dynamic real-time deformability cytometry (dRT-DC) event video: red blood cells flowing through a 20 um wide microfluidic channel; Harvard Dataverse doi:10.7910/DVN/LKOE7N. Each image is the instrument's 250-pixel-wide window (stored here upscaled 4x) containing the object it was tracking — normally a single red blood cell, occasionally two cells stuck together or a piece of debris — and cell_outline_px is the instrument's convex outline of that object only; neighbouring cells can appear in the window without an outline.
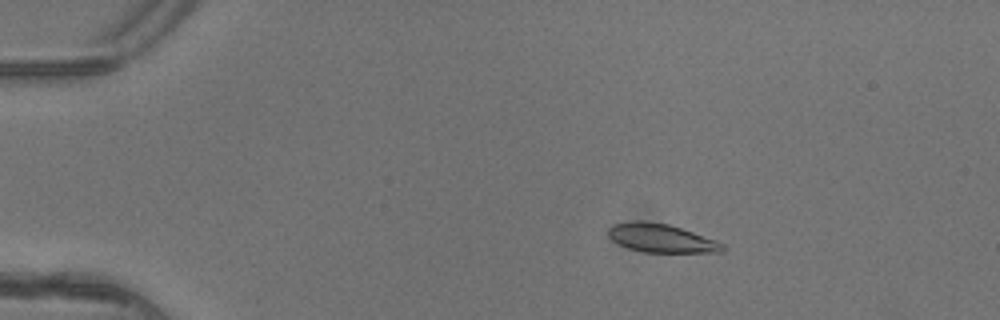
{"species": "common noctule bat (a hibernating species)", "species_latin": "Nyctalus noctula", "temperature_condition": "warm", "stored_images_in_passage": 6, "camera_frame_rate_fps": 3000, "um_per_image_px": 0.085, "animal": {"sex": "female"}, "frame": {"image": 1, "passage_image": 3, "time_ms": 0.667, "image_size_px": [1000, 320], "cell_outline_px": [[724, 252], [644, 252], [628, 248], [612, 240], [608, 236], [608, 228], [612, 224], [636, 220], [668, 224], [716, 240], [724, 244]], "centroid_in_image_um": [56.18, 20.24], "position_along_channel_um": 28.8, "area_um2": 18.84}}
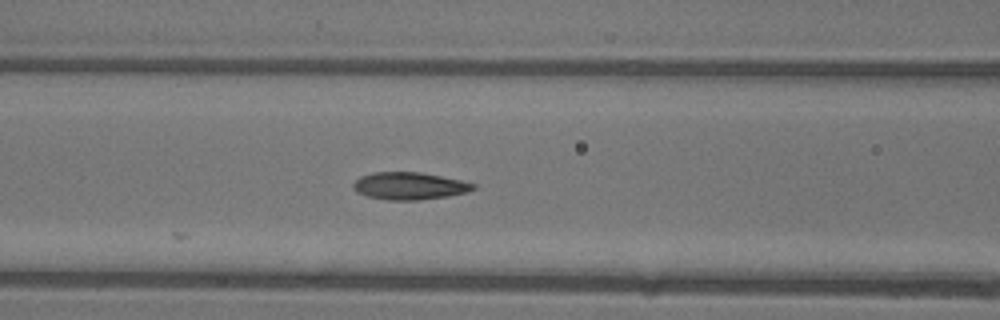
{"frame": {"image": 2, "passage_image": 6, "time_ms": 1.667, "image_size_px": [1000, 320], "cell_outline_px": [[476, 188], [468, 192], [448, 196], [420, 200], [388, 200], [368, 196], [356, 192], [352, 188], [352, 184], [360, 176], [372, 172], [420, 172], [460, 180], [476, 184]], "centroid_in_image_um": [34.78, 15.8], "position_along_channel_um": 131.8, "area_um2": 19.19}}